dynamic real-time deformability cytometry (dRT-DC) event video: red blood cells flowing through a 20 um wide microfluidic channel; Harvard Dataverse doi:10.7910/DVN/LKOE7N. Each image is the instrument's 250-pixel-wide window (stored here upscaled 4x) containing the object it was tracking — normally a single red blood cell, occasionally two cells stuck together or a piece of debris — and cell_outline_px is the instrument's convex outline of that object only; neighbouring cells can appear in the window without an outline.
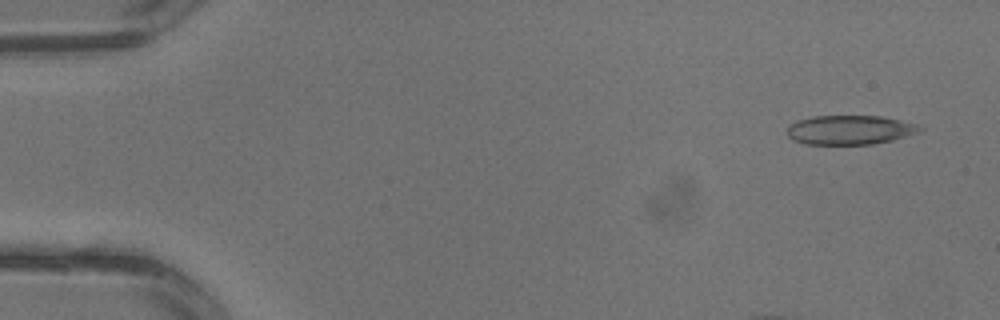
{"species": "common noctule bat (a hibernating species)", "species_latin": "Nyctalus noctula", "temperature_condition": "warm", "stored_images_in_passage": 3, "camera_frame_rate_fps": 3000, "um_per_image_px": 0.085, "animal": {"sex": "male", "body_mass_g": 13.3}, "frame": {"image": 1, "passage_image": 1, "time_ms": 0.0, "image_size_px": [1000, 320], "cell_outline_px": [[924, 128], [920, 132], [892, 140], [872, 144], [804, 144], [792, 140], [788, 136], [788, 128], [796, 120], [812, 116], [880, 116], [900, 120], [916, 124]], "centroid_in_image_um": [72.23, 11.04], "position_along_channel_um": 12.8, "area_um2": 22.6}}